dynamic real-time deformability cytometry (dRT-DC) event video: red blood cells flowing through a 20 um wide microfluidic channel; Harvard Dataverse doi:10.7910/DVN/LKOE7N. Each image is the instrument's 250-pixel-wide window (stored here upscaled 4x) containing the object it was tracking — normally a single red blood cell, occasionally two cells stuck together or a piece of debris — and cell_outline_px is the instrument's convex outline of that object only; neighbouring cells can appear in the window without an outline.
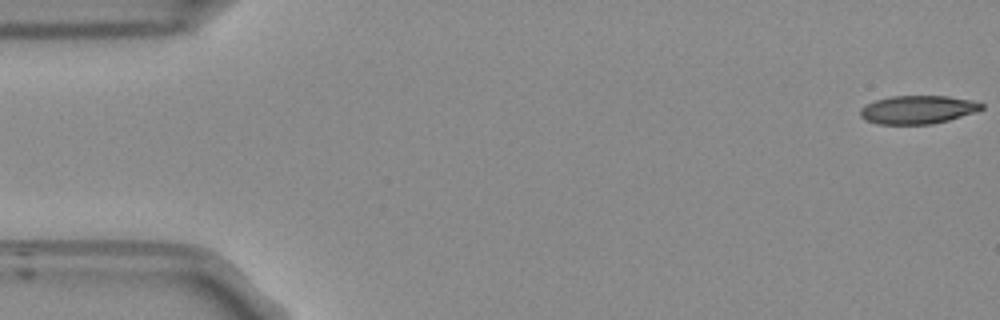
{"species": "Egyptian fruit bat (a non-hibernating species)", "species_latin": "Rousettus aegyptiacus", "temperature_condition": "room temperature", "stored_images_in_passage": 54, "camera_frame_rate_fps": 3000, "um_per_image_px": 0.085, "frame": {"image": 1, "passage_image": 1, "time_ms": 0.0, "image_size_px": [1000, 320], "cell_outline_px": [[984, 108], [976, 112], [948, 120], [932, 124], [876, 124], [864, 120], [860, 116], [860, 108], [864, 104], [876, 100], [892, 96], [948, 96], [972, 100], [984, 104]], "centroid_in_image_um": [77.99, 9.32], "position_along_channel_um": 7.0, "area_um2": 20.17}}
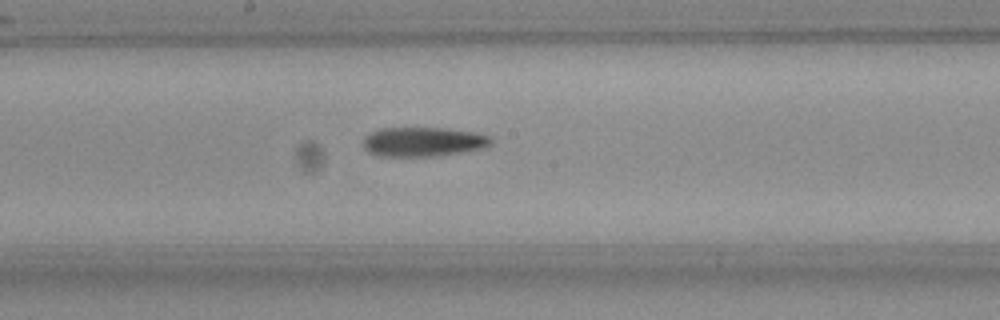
{"frame": {"image": 2, "passage_image": 28, "time_ms": 9.0, "image_size_px": [1000, 320], "cell_outline_px": [[492, 144], [476, 148], [456, 152], [432, 156], [380, 156], [368, 152], [364, 148], [364, 136], [380, 128], [444, 128], [476, 132], [488, 136], [492, 140]], "centroid_in_image_um": [35.9, 12.03], "position_along_channel_um": 212.3, "area_um2": 21.44}}
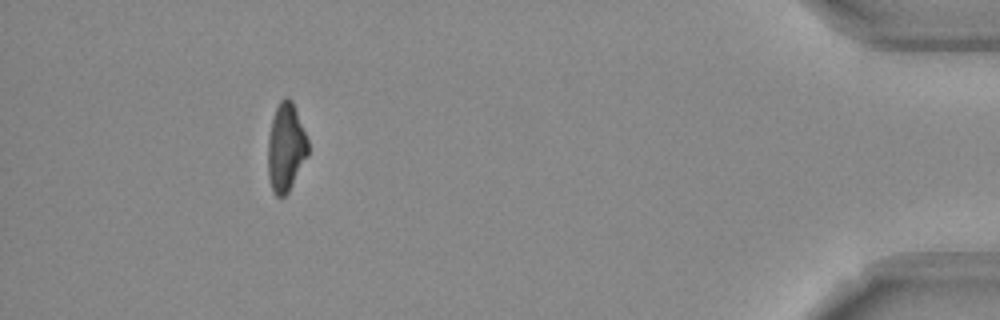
{"frame": {"image": 3, "passage_image": 49, "time_ms": 16.0, "image_size_px": [1000, 320], "cell_outline_px": [[308, 156], [288, 192], [284, 196], [276, 196], [272, 192], [268, 176], [268, 136], [272, 120], [276, 108], [280, 100], [284, 96], [288, 96], [292, 100], [308, 140]], "centroid_in_image_um": [24.29, 12.53], "position_along_channel_um": 410.9, "area_um2": 20.69}}